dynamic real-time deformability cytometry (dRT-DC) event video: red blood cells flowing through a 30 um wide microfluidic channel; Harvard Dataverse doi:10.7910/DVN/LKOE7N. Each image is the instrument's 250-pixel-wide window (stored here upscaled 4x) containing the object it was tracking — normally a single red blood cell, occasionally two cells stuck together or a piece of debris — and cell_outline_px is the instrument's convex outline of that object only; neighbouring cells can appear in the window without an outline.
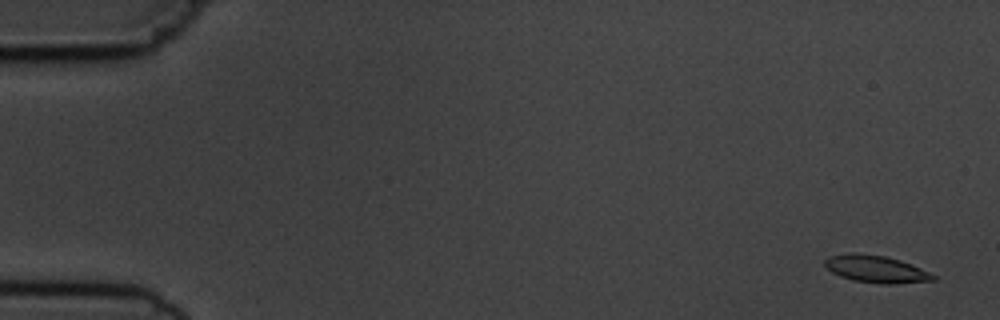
{"species": "common noctule bat (a hibernating species)", "species_latin": "Nyctalus noctula", "temperature_condition": "cold", "stored_images_in_passage": 6, "camera_frame_rate_fps": 3000, "um_per_image_px": 0.085, "animal": {"sex": "male", "body_mass_g": 19.5, "forearm_length_mm": 54.6}, "frame": {"image": 1, "passage_image": 1, "time_ms": 0.0, "image_size_px": [1000, 320], "cell_outline_px": [[936, 280], [896, 284], [880, 284], [852, 280], [840, 276], [832, 272], [824, 264], [824, 260], [828, 256], [852, 252], [856, 252], [884, 256], [900, 260], [920, 268], [936, 276]], "centroid_in_image_um": [74.44, 22.87], "position_along_channel_um": 10.6, "area_um2": 17.22}}
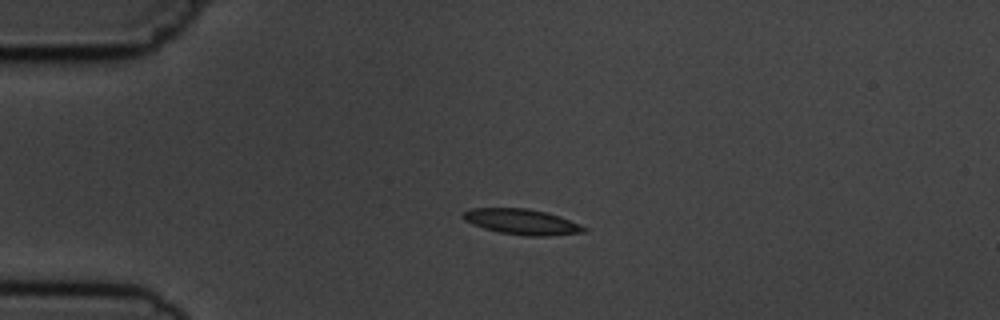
{"frame": {"image": 2, "passage_image": 4, "time_ms": 3.667, "image_size_px": [1000, 320], "cell_outline_px": [[588, 232], [548, 236], [528, 236], [500, 232], [484, 228], [472, 224], [464, 220], [460, 216], [464, 212], [472, 208], [528, 208], [560, 216], [580, 224], [588, 228]], "centroid_in_image_um": [44.39, 18.85], "position_along_channel_um": 40.6, "area_um2": 18.03}}
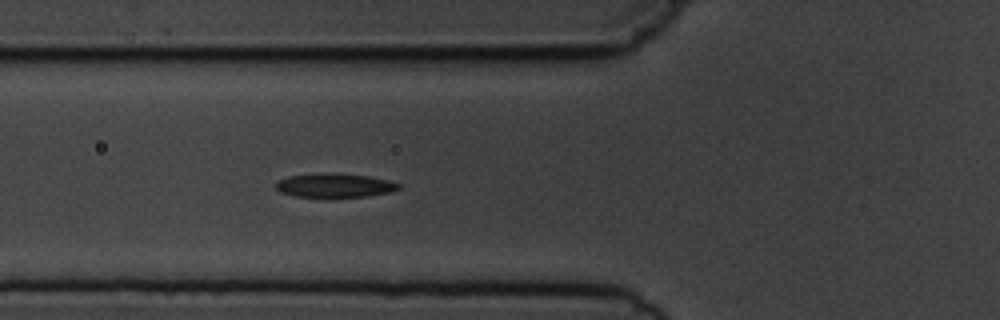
{"frame": {"image": 3, "passage_image": 6, "time_ms": 6.0, "image_size_px": [1000, 320], "cell_outline_px": [[400, 188], [392, 192], [368, 196], [296, 196], [280, 192], [276, 188], [276, 180], [288, 176], [320, 172], [368, 176], [388, 180], [400, 184]], "centroid_in_image_um": [28.43, 15.74], "position_along_channel_um": 97.4, "area_um2": 16.99}}